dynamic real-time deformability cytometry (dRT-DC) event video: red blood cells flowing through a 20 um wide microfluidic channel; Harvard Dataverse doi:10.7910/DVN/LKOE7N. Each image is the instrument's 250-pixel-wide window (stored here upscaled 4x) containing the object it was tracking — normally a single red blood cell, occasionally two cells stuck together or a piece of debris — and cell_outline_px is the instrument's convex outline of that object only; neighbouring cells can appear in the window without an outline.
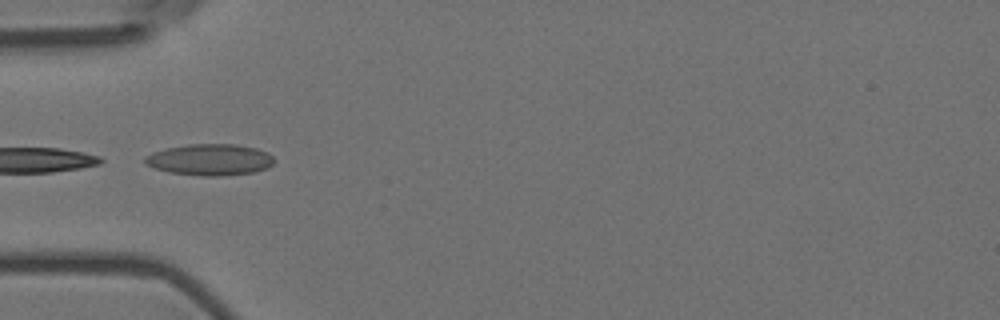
{"species": "Egyptian fruit bat (a non-hibernating species)", "species_latin": "Rousettus aegyptiacus", "temperature_condition": "room temperature", "stored_images_in_passage": 13, "camera_frame_rate_fps": 3000, "um_per_image_px": 0.085, "animal": {"sex": "female"}, "frame": {"image": 1, "passage_image": 3, "time_ms": 0.667, "image_size_px": [1000, 320], "cell_outline_px": [[272, 164], [264, 168], [252, 172], [220, 176], [200, 176], [168, 172], [144, 164], [144, 156], [152, 152], [164, 148], [188, 144], [236, 144], [256, 148], [268, 152], [272, 156]], "centroid_in_image_um": [17.78, 13.56], "position_along_channel_um": 67.2, "area_um2": 23.64}}
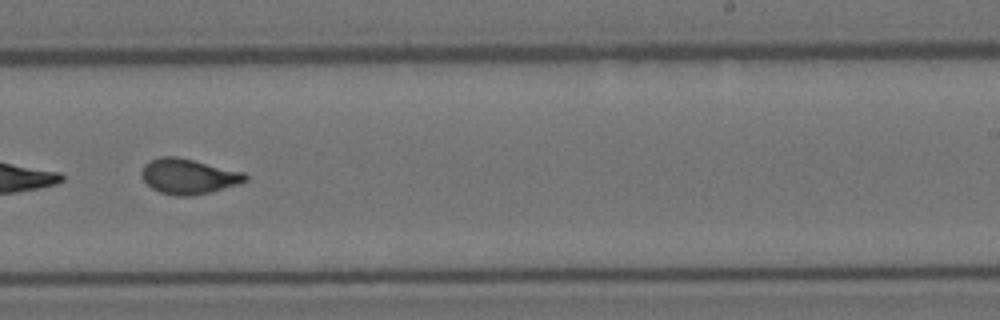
{"frame": {"image": 2, "passage_image": 8, "time_ms": 2.333, "image_size_px": [1000, 320], "cell_outline_px": [[248, 180], [212, 192], [192, 196], [176, 196], [160, 192], [152, 188], [140, 176], [140, 172], [144, 164], [160, 156], [176, 156], [244, 172], [248, 176]], "centroid_in_image_um": [16.0, 14.99], "position_along_channel_um": 273.0, "area_um2": 21.27}}
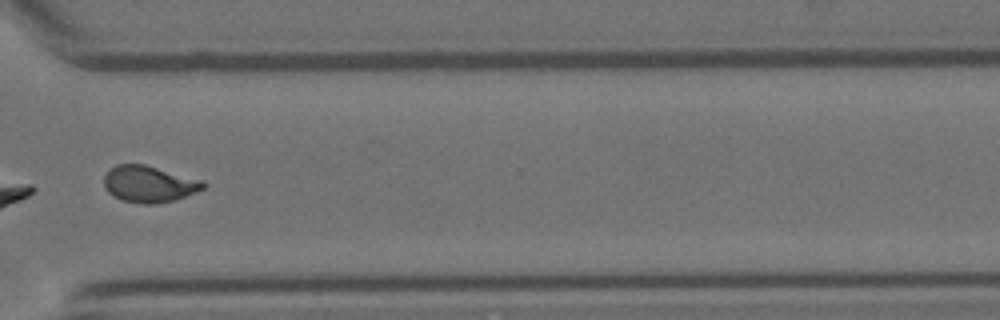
{"frame": {"image": 3, "passage_image": 10, "time_ms": 3.0, "image_size_px": [1000, 320], "cell_outline_px": [[208, 184], [204, 188], [196, 192], [176, 200], [156, 204], [144, 204], [120, 200], [108, 192], [104, 188], [104, 176], [108, 168], [116, 164], [144, 164], [204, 180]], "centroid_in_image_um": [12.67, 15.64], "position_along_channel_um": 357.9, "area_um2": 21.5}}